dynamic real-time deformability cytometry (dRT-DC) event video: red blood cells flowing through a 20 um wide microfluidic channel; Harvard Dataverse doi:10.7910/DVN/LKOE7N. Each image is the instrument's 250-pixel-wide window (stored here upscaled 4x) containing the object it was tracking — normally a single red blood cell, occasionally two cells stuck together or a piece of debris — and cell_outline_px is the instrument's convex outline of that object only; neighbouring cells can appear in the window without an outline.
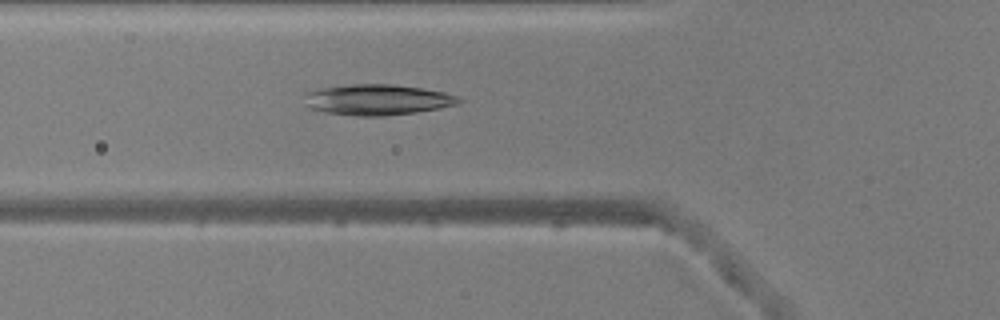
{"species": "common noctule bat (a hibernating species)", "species_latin": "Nyctalus noctula", "temperature_condition": "warm", "stored_images_in_passage": 51, "camera_frame_rate_fps": 3000, "um_per_image_px": 0.085, "animal": {"sex": "male", "body_mass_g": 20.5, "forearm_length_mm": 52.5}, "frame": {"image": 1, "passage_image": 18, "time_ms": 5.667, "image_size_px": [1000, 320], "cell_outline_px": [[460, 100], [456, 104], [440, 108], [416, 112], [384, 116], [360, 116], [324, 112], [312, 108], [304, 104], [304, 96], [308, 92], [316, 88], [352, 84], [392, 84], [420, 88], [444, 92], [456, 96]], "centroid_in_image_um": [32.01, 8.47], "position_along_channel_um": 93.8, "area_um2": 27.51}}
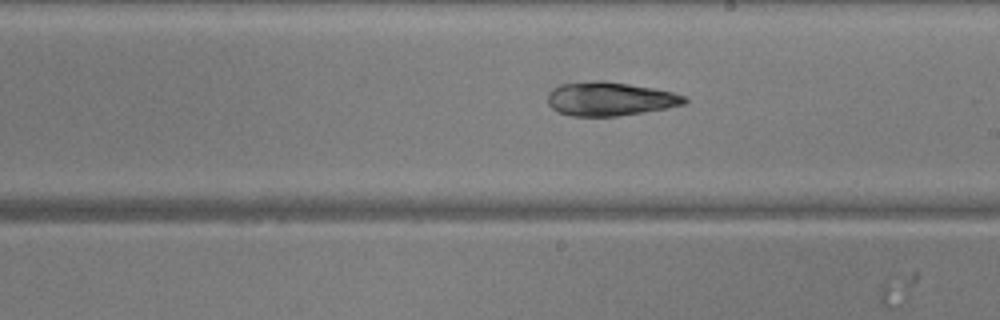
{"frame": {"image": 2, "passage_image": 29, "time_ms": 9.333, "image_size_px": [1000, 320], "cell_outline_px": [[688, 100], [684, 104], [668, 108], [620, 116], [572, 116], [556, 112], [548, 104], [548, 92], [552, 88], [560, 84], [596, 80], [604, 80], [652, 88], [672, 92], [684, 96]], "centroid_in_image_um": [51.8, 8.41], "position_along_channel_um": 237.2, "area_um2": 27.05}}
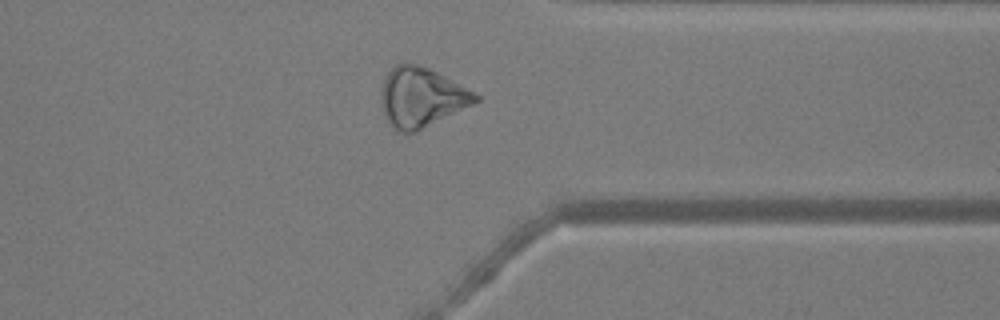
{"frame": {"image": 3, "passage_image": 40, "time_ms": 13.0, "image_size_px": [1000, 320], "cell_outline_px": [[480, 100], [416, 132], [400, 132], [392, 128], [384, 112], [380, 100], [380, 88], [384, 76], [396, 64], [404, 60], [428, 68], [444, 76], [480, 96]], "centroid_in_image_um": [35.75, 8.25], "position_along_channel_um": 375.6, "area_um2": 32.6}, "authors_computed_cell_mechanics": {"area_um2": 29.8826, "velocity_mm_per_s": 3.8942, "shape_relaxation_time_tau1_ms": 7.6932, "shape_relaxation_time_tau2_ms": null, "deformation_change_tau1": 0.1582, "deformation_change_tau2": null}}